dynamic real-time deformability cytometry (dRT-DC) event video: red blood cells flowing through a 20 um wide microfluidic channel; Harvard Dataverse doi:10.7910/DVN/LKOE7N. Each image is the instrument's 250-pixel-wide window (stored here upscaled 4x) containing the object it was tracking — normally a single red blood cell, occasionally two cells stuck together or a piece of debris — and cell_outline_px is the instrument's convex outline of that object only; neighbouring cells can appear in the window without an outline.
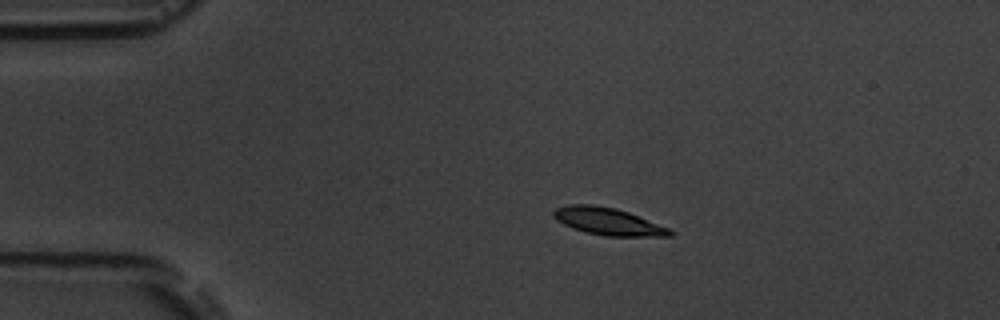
{"species": "common noctule bat (a hibernating species)", "species_latin": "Nyctalus noctula", "temperature_condition": "room temperature", "stored_images_in_passage": 14, "camera_frame_rate_fps": 3000, "um_per_image_px": 0.085, "animal": {"sex": "male", "body_mass_g": 19.5, "forearm_length_mm": 54.6}, "frame": {"image": 1, "passage_image": 2, "time_ms": 2.0, "image_size_px": [1000, 320], "cell_outline_px": [[676, 232], [672, 236], [604, 236], [584, 232], [572, 228], [556, 220], [552, 216], [552, 212], [556, 208], [568, 204], [592, 204], [616, 208], [628, 212], [672, 228]], "centroid_in_image_um": [51.71, 18.82], "position_along_channel_um": 33.3, "area_um2": 18.84}}
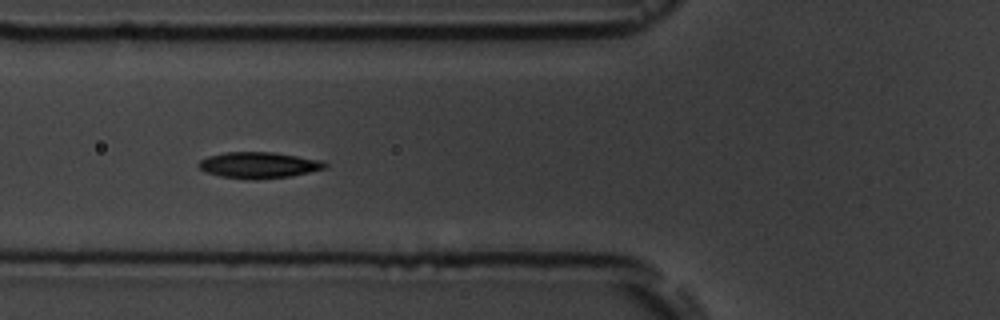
{"frame": {"image": 2, "passage_image": 5, "time_ms": 5.333, "image_size_px": [1000, 320], "cell_outline_px": [[328, 168], [292, 176], [256, 180], [252, 180], [220, 176], [204, 172], [196, 164], [200, 160], [208, 156], [224, 152], [272, 152], [324, 160], [328, 164]], "centroid_in_image_um": [22.02, 14.04], "position_along_channel_um": 103.8, "area_um2": 19.59}}
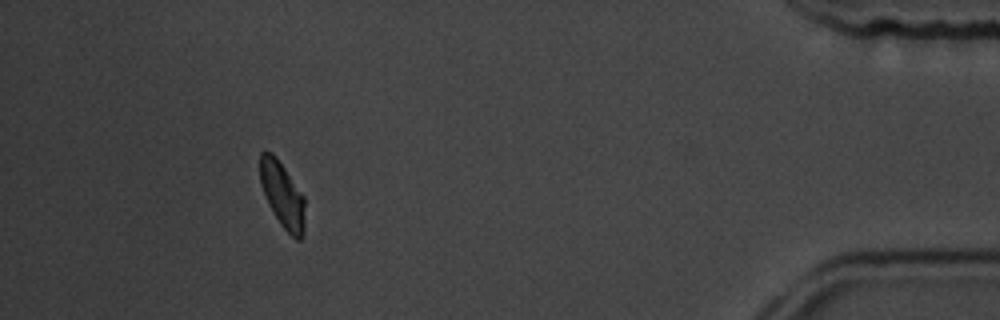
{"frame": {"image": 3, "passage_image": 13, "time_ms": 15.667, "image_size_px": [1000, 320], "cell_outline_px": [[304, 236], [300, 240], [296, 240], [280, 224], [268, 204], [264, 196], [260, 184], [260, 152], [272, 152], [276, 156], [304, 196]], "centroid_in_image_um": [24.0, 16.57], "position_along_channel_um": 411.2, "area_um2": 17.22}, "authors_computed_cell_mechanics": {"area_um2": 18.3515, "velocity_mm_per_s": 3.5483, "shape_relaxation_time_tau1_ms": 1.9897, "shape_relaxation_time_tau2_ms": 6.3491, "deformation_change_tau1": 0.0936, "deformation_change_tau2": 0.0832}}